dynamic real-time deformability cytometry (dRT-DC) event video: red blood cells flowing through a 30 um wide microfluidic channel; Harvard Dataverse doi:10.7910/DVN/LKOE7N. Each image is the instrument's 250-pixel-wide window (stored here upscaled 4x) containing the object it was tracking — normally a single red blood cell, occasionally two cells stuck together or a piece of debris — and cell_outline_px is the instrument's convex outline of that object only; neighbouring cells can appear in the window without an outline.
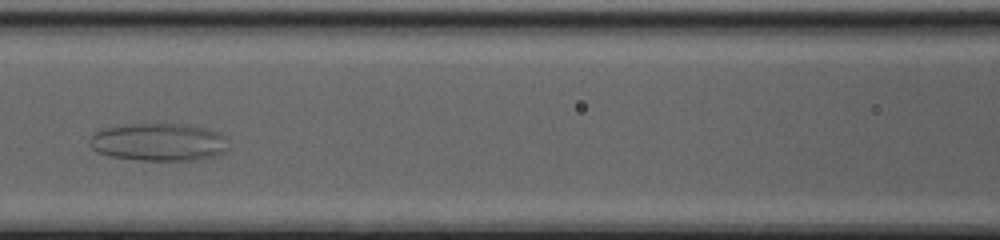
{"species": "common noctule bat (a hibernating species)", "species_latin": "Nyctalus noctula", "temperature_condition": "cold", "stored_images_in_passage": 28, "camera_frame_rate_fps": 3000, "um_per_image_px": 0.085, "animal": {"sex": "female", "body_mass_g": 20.0, "forearm_length_mm": 54.0}, "frame": {"image": 1, "passage_image": 9, "time_ms": 2.667, "image_size_px": [1000, 240], "cell_outline_px": [[228, 148], [224, 152], [216, 156], [196, 160], [136, 160], [112, 156], [96, 152], [88, 144], [88, 140], [96, 132], [104, 128], [124, 124], [188, 124], [204, 128], [216, 132], [224, 136]], "centroid_in_image_um": [13.47, 12.08], "position_along_channel_um": 153.1, "area_um2": 30.58}}
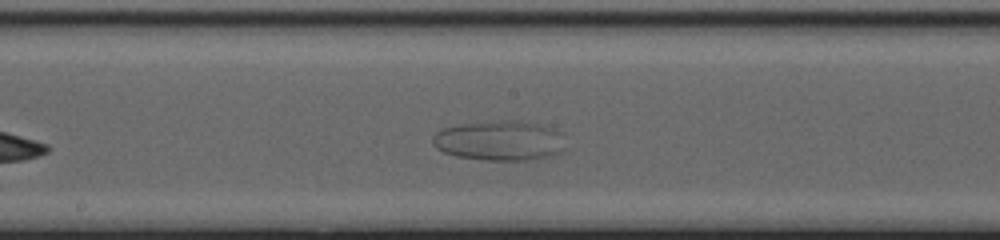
{"frame": {"image": 2, "passage_image": 13, "time_ms": 4.0, "image_size_px": [1000, 240], "cell_outline_px": [[560, 152], [548, 156], [524, 160], [484, 160], [456, 156], [444, 152], [436, 148], [432, 140], [432, 136], [440, 128], [460, 124], [504, 120], [516, 120], [536, 124], [548, 128], [556, 132], [560, 148]], "centroid_in_image_um": [42.29, 11.95], "position_along_channel_um": 205.9, "area_um2": 30.0}}
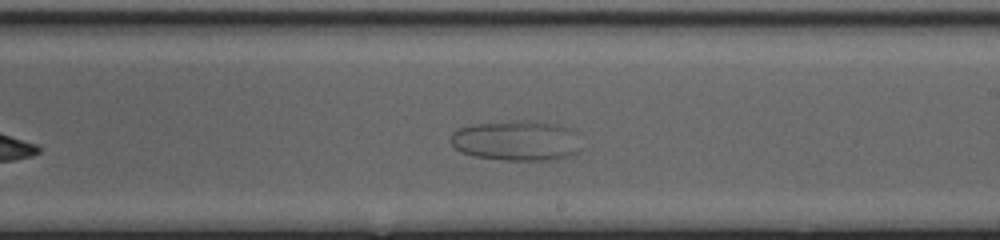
{"frame": {"image": 3, "passage_image": 16, "time_ms": 5.0, "image_size_px": [1000, 240], "cell_outline_px": [[576, 152], [564, 156], [544, 160], [504, 160], [472, 156], [460, 152], [452, 144], [452, 132], [460, 128], [472, 124], [508, 120], [540, 120], [572, 128], [576, 132]], "centroid_in_image_um": [43.83, 11.92], "position_along_channel_um": 245.2, "area_um2": 30.52}}